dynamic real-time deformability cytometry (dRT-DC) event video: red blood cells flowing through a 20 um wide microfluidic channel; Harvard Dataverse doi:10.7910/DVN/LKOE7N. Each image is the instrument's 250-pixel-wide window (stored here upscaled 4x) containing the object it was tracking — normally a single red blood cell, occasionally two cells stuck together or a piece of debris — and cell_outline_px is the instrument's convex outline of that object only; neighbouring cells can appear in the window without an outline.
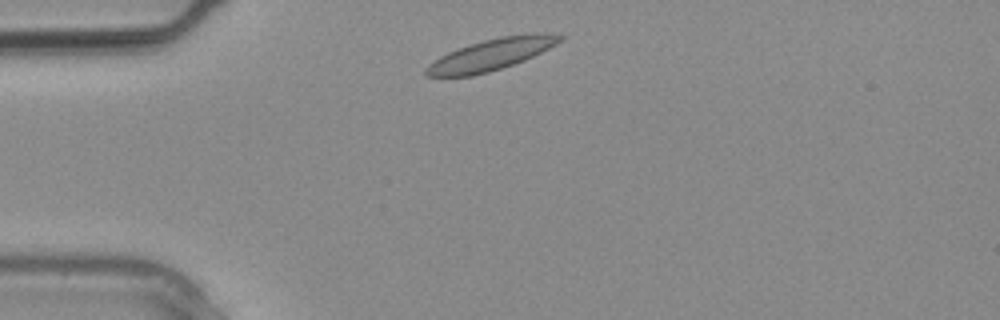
{"species": "common noctule bat (a hibernating species)", "species_latin": "Nyctalus noctula", "temperature_condition": "warm", "stored_images_in_passage": 1, "camera_frame_rate_fps": 3000, "um_per_image_px": 0.085, "animal": {"sex": "male", "body_mass_g": 20.4}, "frame": {"image": 1, "passage_image": 1, "time_ms": 0.0, "image_size_px": [1000, 320], "cell_outline_px": [[564, 40], [524, 60], [488, 72], [472, 76], [424, 76], [424, 68], [428, 64], [440, 56], [448, 52], [484, 40], [504, 36], [536, 32], [548, 32], [564, 36]], "centroid_in_image_um": [41.75, 4.63], "position_along_channel_um": 43.2, "area_um2": 24.28}}